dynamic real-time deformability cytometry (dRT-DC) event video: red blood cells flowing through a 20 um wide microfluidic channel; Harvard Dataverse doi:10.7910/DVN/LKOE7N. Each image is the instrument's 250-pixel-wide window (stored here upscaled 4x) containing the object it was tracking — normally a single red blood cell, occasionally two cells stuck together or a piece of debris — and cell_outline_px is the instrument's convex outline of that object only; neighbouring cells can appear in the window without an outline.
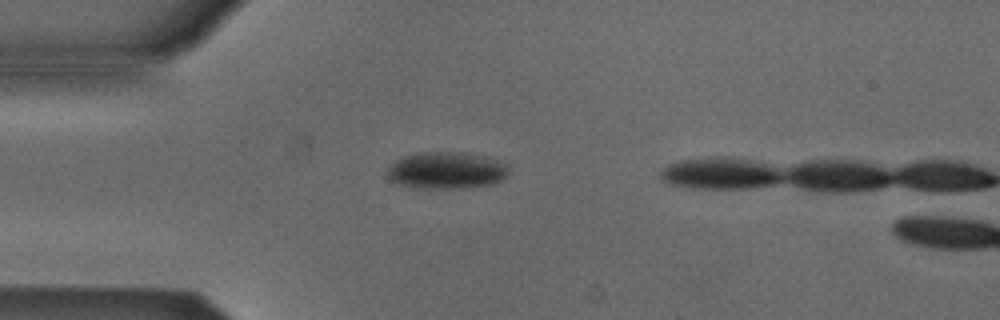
{"species": "Egyptian fruit bat (a non-hibernating species)", "species_latin": "Rousettus aegyptiacus", "temperature_condition": "cold", "stored_images_in_passage": 2, "camera_frame_rate_fps": 3000, "um_per_image_px": 0.085, "animal": {"sex": "male"}, "frame": {"image": 1, "passage_image": 1, "time_ms": 0.0, "image_size_px": [1000, 320], "cell_outline_px": [[508, 172], [504, 180], [492, 184], [468, 188], [412, 188], [396, 184], [388, 180], [384, 176], [388, 164], [404, 156], [420, 152], [464, 152], [488, 156], [508, 164]], "centroid_in_image_um": [37.91, 14.49], "position_along_channel_um": 47.1, "area_um2": 26.99}}